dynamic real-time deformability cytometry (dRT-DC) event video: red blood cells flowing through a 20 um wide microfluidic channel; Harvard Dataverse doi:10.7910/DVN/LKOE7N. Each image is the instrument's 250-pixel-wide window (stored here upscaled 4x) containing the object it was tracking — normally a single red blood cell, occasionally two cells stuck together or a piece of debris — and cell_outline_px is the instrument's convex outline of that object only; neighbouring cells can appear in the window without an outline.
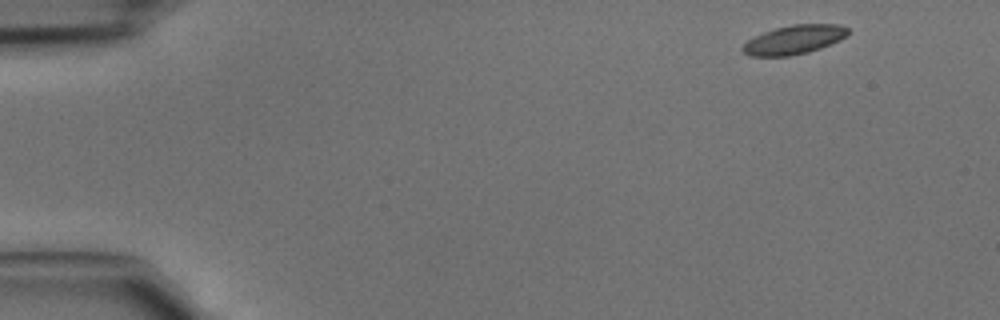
{"species": "common noctule bat (a hibernating species)", "species_latin": "Nyctalus noctula", "temperature_condition": "cold", "stored_images_in_passage": 42, "camera_frame_rate_fps": 3000, "um_per_image_px": 0.085, "animal": {"sex": "male", "body_mass_g": 15.6}, "frame": {"image": 1, "passage_image": 1, "time_ms": 0.0, "image_size_px": [1000, 320], "cell_outline_px": [[848, 36], [840, 40], [820, 48], [808, 52], [788, 56], [748, 56], [740, 48], [748, 40], [764, 32], [776, 28], [792, 24], [840, 24], [848, 28]], "centroid_in_image_um": [67.51, 3.37], "position_along_channel_um": 17.5, "area_um2": 17.74}}
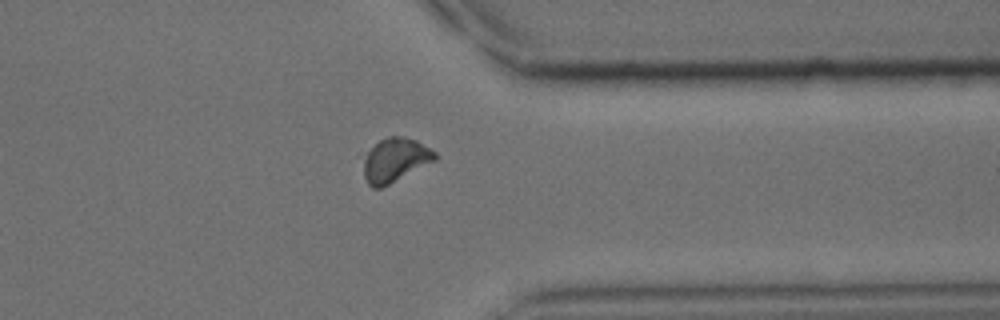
{"frame": {"image": 2, "passage_image": 33, "time_ms": 10.667, "image_size_px": [1000, 320], "cell_outline_px": [[436, 160], [380, 188], [372, 188], [368, 184], [364, 176], [356, 156], [380, 140], [388, 136], [404, 136], [416, 140], [436, 152]], "centroid_in_image_um": [33.44, 13.58], "position_along_channel_um": 378.0, "area_um2": 19.02}}
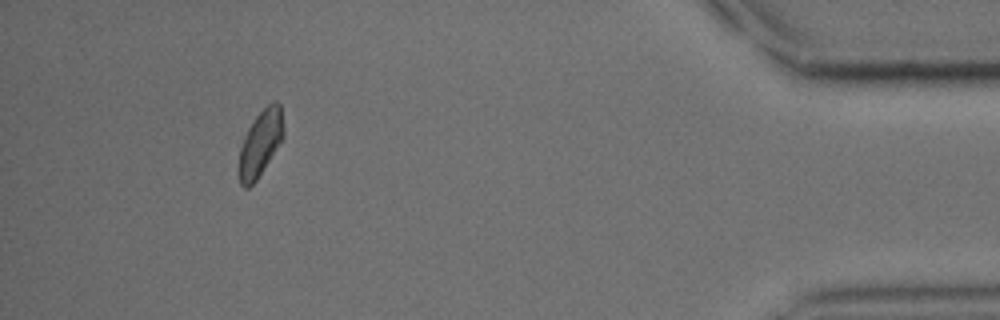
{"frame": {"image": 3, "passage_image": 39, "time_ms": 12.667, "image_size_px": [1000, 320], "cell_outline_px": [[284, 136], [256, 180], [248, 188], [244, 188], [240, 184], [236, 168], [240, 144], [248, 128], [256, 116], [272, 100], [276, 100], [280, 104], [284, 128]], "centroid_in_image_um": [22.08, 12.19], "position_along_channel_um": 413.1, "area_um2": 17.4}}